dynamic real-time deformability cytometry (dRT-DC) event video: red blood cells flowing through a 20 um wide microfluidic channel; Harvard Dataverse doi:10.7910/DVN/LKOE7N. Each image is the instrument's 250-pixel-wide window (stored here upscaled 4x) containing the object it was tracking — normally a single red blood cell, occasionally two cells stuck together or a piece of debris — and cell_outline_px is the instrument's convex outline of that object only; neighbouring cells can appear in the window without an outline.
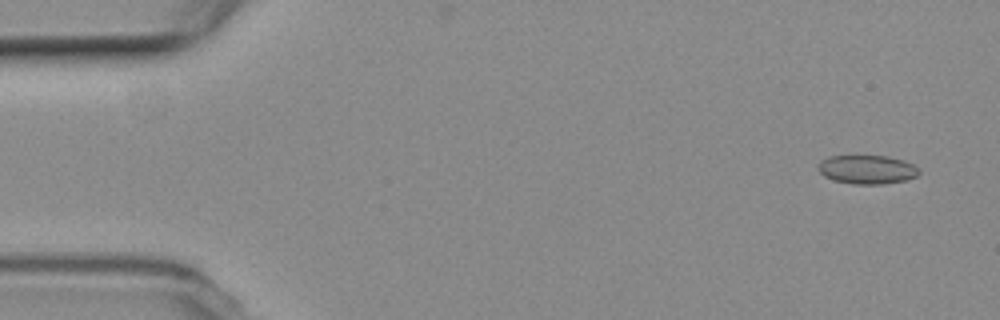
{"species": "common noctule bat (a hibernating species)", "species_latin": "Nyctalus noctula", "temperature_condition": "room temperature", "stored_images_in_passage": 57, "camera_frame_rate_fps": 3000, "um_per_image_px": 0.085, "animal": {"sex": "female", "body_mass_g": 19.3, "forearm_length_mm": 54.1}, "frame": {"image": 1, "passage_image": 3, "time_ms": 0.667, "image_size_px": [1000, 320], "cell_outline_px": [[920, 172], [916, 176], [908, 180], [880, 184], [852, 184], [832, 180], [824, 176], [816, 168], [820, 160], [828, 156], [888, 156], [904, 160], [912, 164]], "centroid_in_image_um": [73.66, 14.41], "position_along_channel_um": 11.3, "area_um2": 17.05}}
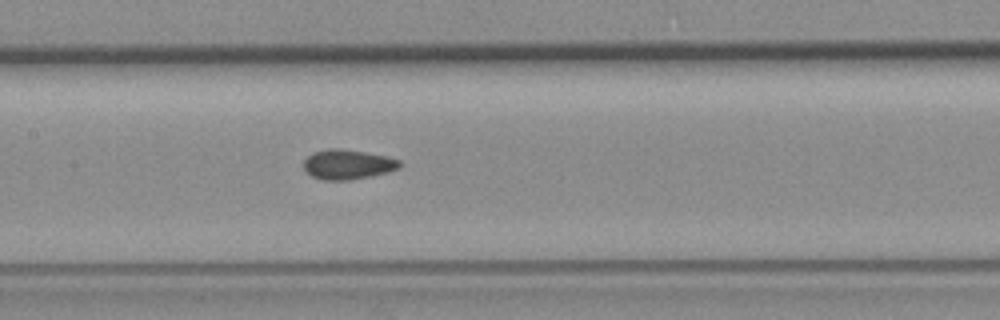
{"frame": {"image": 2, "passage_image": 27, "time_ms": 8.667, "image_size_px": [1000, 320], "cell_outline_px": [[400, 168], [388, 172], [372, 176], [348, 180], [324, 180], [312, 176], [304, 168], [304, 160], [312, 152], [328, 148], [340, 148], [388, 156], [400, 160]], "centroid_in_image_um": [29.56, 13.97], "position_along_channel_um": 177.8, "area_um2": 16.7}}
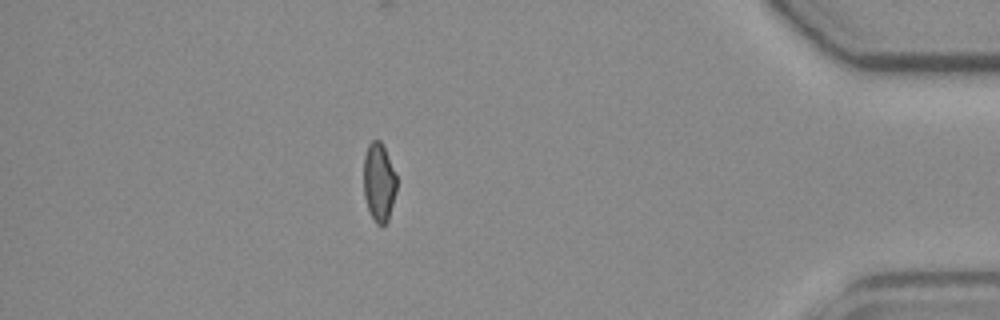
{"frame": {"image": 3, "passage_image": 50, "time_ms": 16.333, "image_size_px": [1000, 320], "cell_outline_px": [[396, 192], [388, 220], [384, 224], [376, 224], [368, 208], [364, 196], [364, 156], [368, 144], [372, 140], [380, 140], [384, 148], [396, 176]], "centroid_in_image_um": [32.2, 15.48], "position_along_channel_um": 403.0, "area_um2": 14.85}, "authors_computed_cell_mechanics": {"area_um2": 16.5308, "velocity_mm_per_s": 3.5849, "shape_relaxation_time_tau1_ms": null, "shape_relaxation_time_tau2_ms": 1.6281, "deformation_change_tau1": null, "deformation_change_tau2": 0.0595}}